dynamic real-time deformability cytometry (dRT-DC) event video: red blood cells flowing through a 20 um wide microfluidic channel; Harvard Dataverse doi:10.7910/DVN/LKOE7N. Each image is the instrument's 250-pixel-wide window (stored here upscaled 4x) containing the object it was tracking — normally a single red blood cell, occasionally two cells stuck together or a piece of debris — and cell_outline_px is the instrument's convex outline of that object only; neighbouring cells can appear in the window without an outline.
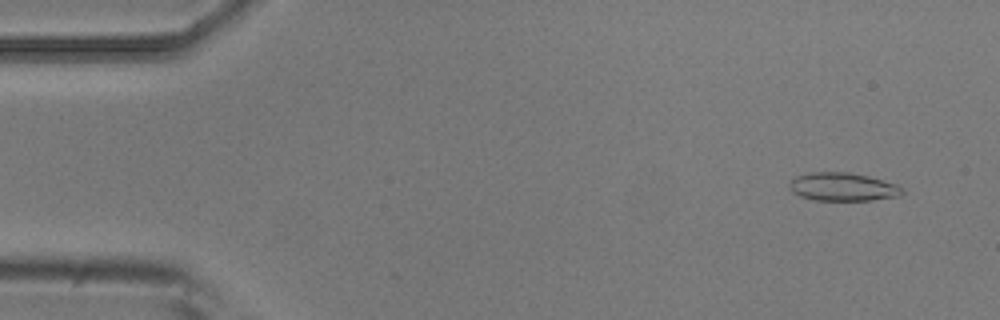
{"species": "common noctule bat (a hibernating species)", "species_latin": "Nyctalus noctula", "temperature_condition": "room temperature", "stored_images_in_passage": 7, "camera_frame_rate_fps": 3000, "um_per_image_px": 0.085, "animal": {"sex": "male", "body_mass_g": 20.5, "forearm_length_mm": 52.5}, "frame": {"image": 1, "passage_image": 1, "time_ms": 0.0, "image_size_px": [1000, 320], "cell_outline_px": [[904, 192], [900, 196], [872, 200], [812, 200], [800, 196], [792, 192], [788, 188], [788, 184], [796, 176], [812, 172], [848, 172], [868, 176], [896, 184]], "centroid_in_image_um": [71.6, 15.89], "position_along_channel_um": 13.4, "area_um2": 18.55}}
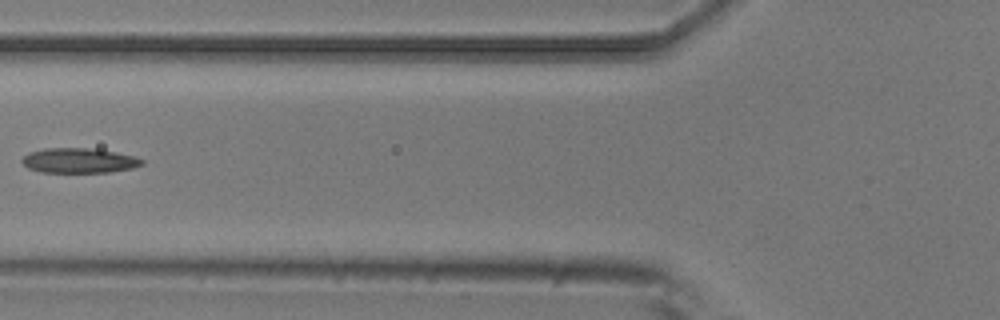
{"frame": {"image": 2, "passage_image": 6, "time_ms": 1.667, "image_size_px": [1000, 320], "cell_outline_px": [[144, 164], [132, 168], [108, 172], [40, 172], [28, 168], [20, 160], [28, 152], [44, 148], [96, 148], [136, 156], [144, 160]], "centroid_in_image_um": [6.73, 13.63], "position_along_channel_um": 119.1, "area_um2": 17.57}}
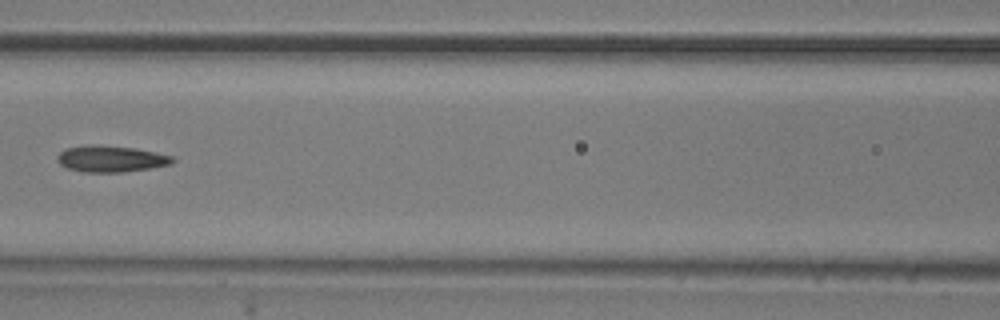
{"frame": {"image": 3, "passage_image": 7, "time_ms": 2.0, "image_size_px": [1000, 320], "cell_outline_px": [[176, 160], [172, 164], [124, 172], [84, 172], [68, 168], [60, 164], [56, 160], [56, 156], [64, 148], [84, 144], [92, 144], [136, 148], [172, 156]], "centroid_in_image_um": [9.38, 13.48], "position_along_channel_um": 157.2, "area_um2": 17.86}}